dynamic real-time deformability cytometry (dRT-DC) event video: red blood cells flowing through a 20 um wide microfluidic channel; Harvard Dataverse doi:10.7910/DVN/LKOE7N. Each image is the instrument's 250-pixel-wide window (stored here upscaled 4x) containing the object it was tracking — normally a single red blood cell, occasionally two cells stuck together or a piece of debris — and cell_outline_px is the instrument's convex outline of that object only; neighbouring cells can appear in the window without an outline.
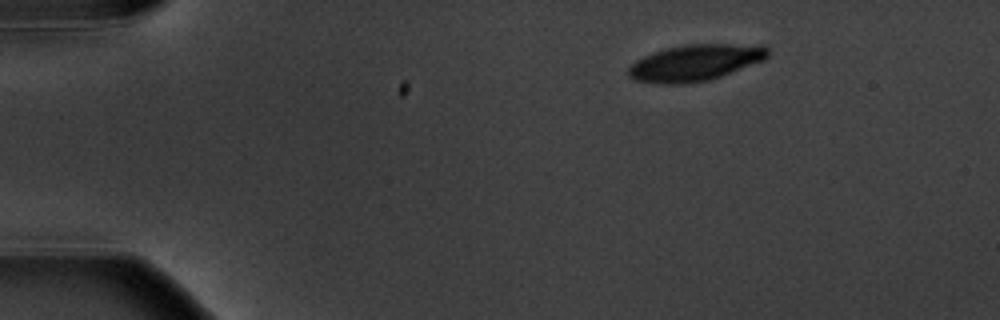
{"species": "common noctule bat (a hibernating species)", "species_latin": "Nyctalus noctula", "temperature_condition": "warm", "stored_images_in_passage": 2, "camera_frame_rate_fps": 3000, "um_per_image_px": 0.085, "animal": {"sex": "male", "body_mass_g": 20.1, "forearm_length_mm": 53.5}, "frame": {"image": 1, "passage_image": 2, "time_ms": 2.0, "image_size_px": [1000, 320], "cell_outline_px": [[768, 56], [764, 60], [720, 76], [708, 80], [684, 84], [660, 84], [636, 80], [628, 76], [628, 68], [636, 60], [644, 56], [664, 48], [688, 44], [764, 44], [768, 48]], "centroid_in_image_um": [59.1, 5.32], "position_along_channel_um": 25.9, "area_um2": 29.54}}